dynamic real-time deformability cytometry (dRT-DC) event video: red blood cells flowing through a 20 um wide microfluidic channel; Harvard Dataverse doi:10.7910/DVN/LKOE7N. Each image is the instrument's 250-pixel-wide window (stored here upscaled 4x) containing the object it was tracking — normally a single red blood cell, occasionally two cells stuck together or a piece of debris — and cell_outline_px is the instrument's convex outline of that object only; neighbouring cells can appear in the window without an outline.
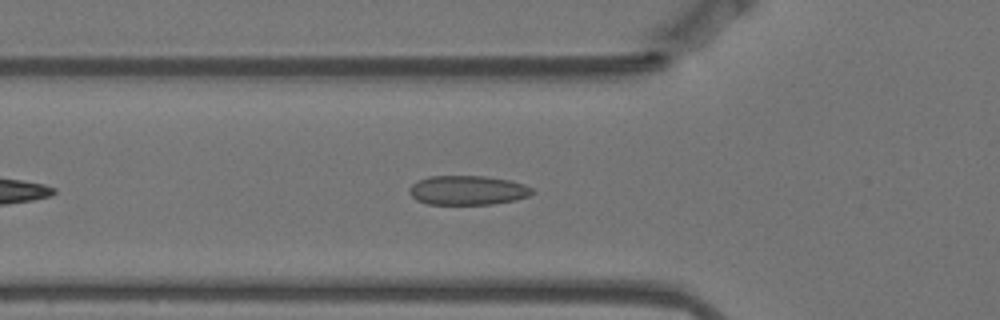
{"species": "Egyptian fruit bat (a non-hibernating species)", "species_latin": "Rousettus aegyptiacus", "temperature_condition": "warm", "stored_images_in_passage": 24, "camera_frame_rate_fps": 3000, "um_per_image_px": 0.085, "animal": {"sex": "female"}, "frame": {"image": 1, "passage_image": 9, "time_ms": 2.667, "image_size_px": [1000, 320], "cell_outline_px": [[536, 192], [528, 196], [516, 200], [492, 204], [428, 204], [416, 200], [408, 192], [408, 188], [416, 180], [428, 176], [484, 176], [508, 180], [524, 184], [532, 188]], "centroid_in_image_um": [39.73, 16.17], "position_along_channel_um": 86.1, "area_um2": 21.15}}
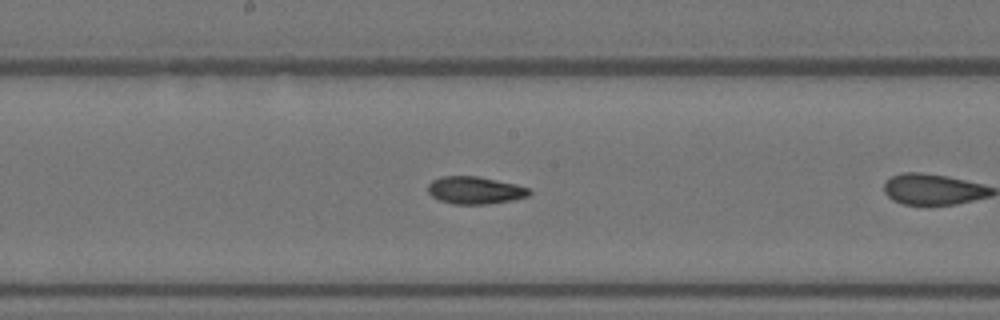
{"frame": {"image": 2, "passage_image": 16, "time_ms": 5.0, "image_size_px": [1000, 320], "cell_outline_px": [[532, 192], [528, 196], [512, 200], [488, 204], [452, 204], [440, 200], [432, 196], [428, 192], [428, 184], [432, 180], [440, 176], [476, 176], [516, 184], [528, 188]], "centroid_in_image_um": [40.36, 16.17], "position_along_channel_um": 207.8, "area_um2": 16.18}}
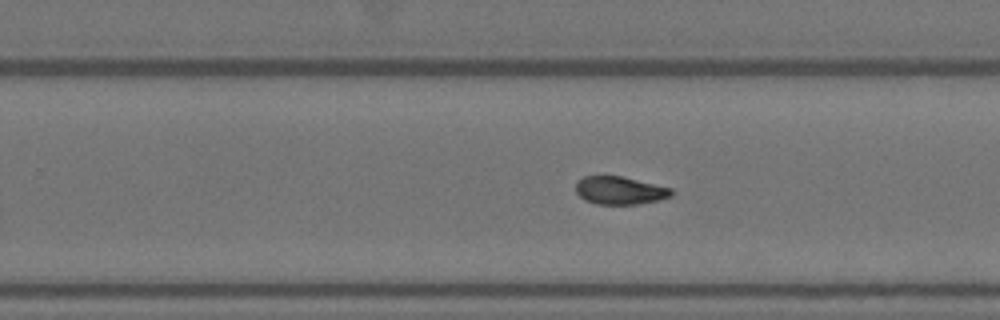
{"frame": {"image": 3, "passage_image": 22, "time_ms": 7.0, "image_size_px": [1000, 320], "cell_outline_px": [[672, 196], [660, 200], [640, 204], [596, 204], [584, 200], [576, 192], [576, 180], [584, 176], [620, 176], [672, 188]], "centroid_in_image_um": [52.67, 16.19], "position_along_channel_um": 277.1, "area_um2": 15.61}}